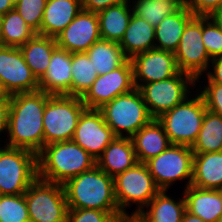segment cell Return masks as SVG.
Segmentation results:
<instances>
[{
	"mask_svg": "<svg viewBox=\"0 0 222 222\" xmlns=\"http://www.w3.org/2000/svg\"><path fill=\"white\" fill-rule=\"evenodd\" d=\"M9 108L10 95L6 94L3 98H0V134L7 132Z\"/></svg>",
	"mask_w": 222,
	"mask_h": 222,
	"instance_id": "42",
	"label": "cell"
},
{
	"mask_svg": "<svg viewBox=\"0 0 222 222\" xmlns=\"http://www.w3.org/2000/svg\"><path fill=\"white\" fill-rule=\"evenodd\" d=\"M85 109L80 97L50 95L43 112L44 146L72 140L78 119Z\"/></svg>",
	"mask_w": 222,
	"mask_h": 222,
	"instance_id": "7",
	"label": "cell"
},
{
	"mask_svg": "<svg viewBox=\"0 0 222 222\" xmlns=\"http://www.w3.org/2000/svg\"><path fill=\"white\" fill-rule=\"evenodd\" d=\"M36 32L25 23L15 10L8 11L0 17V45L20 47L31 39Z\"/></svg>",
	"mask_w": 222,
	"mask_h": 222,
	"instance_id": "30",
	"label": "cell"
},
{
	"mask_svg": "<svg viewBox=\"0 0 222 222\" xmlns=\"http://www.w3.org/2000/svg\"><path fill=\"white\" fill-rule=\"evenodd\" d=\"M191 149L193 153L222 151V116L206 109L197 140Z\"/></svg>",
	"mask_w": 222,
	"mask_h": 222,
	"instance_id": "31",
	"label": "cell"
},
{
	"mask_svg": "<svg viewBox=\"0 0 222 222\" xmlns=\"http://www.w3.org/2000/svg\"><path fill=\"white\" fill-rule=\"evenodd\" d=\"M6 95V93L3 91L1 85H0V98H3Z\"/></svg>",
	"mask_w": 222,
	"mask_h": 222,
	"instance_id": "48",
	"label": "cell"
},
{
	"mask_svg": "<svg viewBox=\"0 0 222 222\" xmlns=\"http://www.w3.org/2000/svg\"><path fill=\"white\" fill-rule=\"evenodd\" d=\"M47 0H19L14 9L37 34H40V25Z\"/></svg>",
	"mask_w": 222,
	"mask_h": 222,
	"instance_id": "35",
	"label": "cell"
},
{
	"mask_svg": "<svg viewBox=\"0 0 222 222\" xmlns=\"http://www.w3.org/2000/svg\"><path fill=\"white\" fill-rule=\"evenodd\" d=\"M49 94L43 91L10 95L6 146L38 154L44 147L43 112Z\"/></svg>",
	"mask_w": 222,
	"mask_h": 222,
	"instance_id": "1",
	"label": "cell"
},
{
	"mask_svg": "<svg viewBox=\"0 0 222 222\" xmlns=\"http://www.w3.org/2000/svg\"><path fill=\"white\" fill-rule=\"evenodd\" d=\"M0 222H30L24 194L1 195Z\"/></svg>",
	"mask_w": 222,
	"mask_h": 222,
	"instance_id": "34",
	"label": "cell"
},
{
	"mask_svg": "<svg viewBox=\"0 0 222 222\" xmlns=\"http://www.w3.org/2000/svg\"><path fill=\"white\" fill-rule=\"evenodd\" d=\"M211 71L206 72V83H218L222 84V56L215 57L211 59L210 62Z\"/></svg>",
	"mask_w": 222,
	"mask_h": 222,
	"instance_id": "41",
	"label": "cell"
},
{
	"mask_svg": "<svg viewBox=\"0 0 222 222\" xmlns=\"http://www.w3.org/2000/svg\"><path fill=\"white\" fill-rule=\"evenodd\" d=\"M24 196L30 222H66L68 205L62 184L37 178Z\"/></svg>",
	"mask_w": 222,
	"mask_h": 222,
	"instance_id": "10",
	"label": "cell"
},
{
	"mask_svg": "<svg viewBox=\"0 0 222 222\" xmlns=\"http://www.w3.org/2000/svg\"><path fill=\"white\" fill-rule=\"evenodd\" d=\"M130 2H132L133 13L154 27L178 9L175 5L163 1L130 0Z\"/></svg>",
	"mask_w": 222,
	"mask_h": 222,
	"instance_id": "33",
	"label": "cell"
},
{
	"mask_svg": "<svg viewBox=\"0 0 222 222\" xmlns=\"http://www.w3.org/2000/svg\"><path fill=\"white\" fill-rule=\"evenodd\" d=\"M38 178L64 184L96 166L94 159L73 140L54 142L37 154Z\"/></svg>",
	"mask_w": 222,
	"mask_h": 222,
	"instance_id": "3",
	"label": "cell"
},
{
	"mask_svg": "<svg viewBox=\"0 0 222 222\" xmlns=\"http://www.w3.org/2000/svg\"><path fill=\"white\" fill-rule=\"evenodd\" d=\"M156 1L167 2L175 5L177 8H185L187 6V0H156Z\"/></svg>",
	"mask_w": 222,
	"mask_h": 222,
	"instance_id": "46",
	"label": "cell"
},
{
	"mask_svg": "<svg viewBox=\"0 0 222 222\" xmlns=\"http://www.w3.org/2000/svg\"><path fill=\"white\" fill-rule=\"evenodd\" d=\"M186 7L195 16H210L222 7V0H187Z\"/></svg>",
	"mask_w": 222,
	"mask_h": 222,
	"instance_id": "39",
	"label": "cell"
},
{
	"mask_svg": "<svg viewBox=\"0 0 222 222\" xmlns=\"http://www.w3.org/2000/svg\"><path fill=\"white\" fill-rule=\"evenodd\" d=\"M193 154L191 185L199 189L222 190V151Z\"/></svg>",
	"mask_w": 222,
	"mask_h": 222,
	"instance_id": "23",
	"label": "cell"
},
{
	"mask_svg": "<svg viewBox=\"0 0 222 222\" xmlns=\"http://www.w3.org/2000/svg\"><path fill=\"white\" fill-rule=\"evenodd\" d=\"M101 38L97 13L81 10L56 37L57 46L70 53L86 52Z\"/></svg>",
	"mask_w": 222,
	"mask_h": 222,
	"instance_id": "17",
	"label": "cell"
},
{
	"mask_svg": "<svg viewBox=\"0 0 222 222\" xmlns=\"http://www.w3.org/2000/svg\"><path fill=\"white\" fill-rule=\"evenodd\" d=\"M115 137L102 113L86 108L78 119L72 140L97 160Z\"/></svg>",
	"mask_w": 222,
	"mask_h": 222,
	"instance_id": "15",
	"label": "cell"
},
{
	"mask_svg": "<svg viewBox=\"0 0 222 222\" xmlns=\"http://www.w3.org/2000/svg\"><path fill=\"white\" fill-rule=\"evenodd\" d=\"M191 94L183 102L176 105L157 120L163 126L171 144L192 147L197 140L206 106L202 95L197 92ZM198 93V94H197ZM195 97V98H193Z\"/></svg>",
	"mask_w": 222,
	"mask_h": 222,
	"instance_id": "5",
	"label": "cell"
},
{
	"mask_svg": "<svg viewBox=\"0 0 222 222\" xmlns=\"http://www.w3.org/2000/svg\"><path fill=\"white\" fill-rule=\"evenodd\" d=\"M133 8L130 1L110 6L97 13L103 40L120 42L128 27Z\"/></svg>",
	"mask_w": 222,
	"mask_h": 222,
	"instance_id": "28",
	"label": "cell"
},
{
	"mask_svg": "<svg viewBox=\"0 0 222 222\" xmlns=\"http://www.w3.org/2000/svg\"><path fill=\"white\" fill-rule=\"evenodd\" d=\"M86 54L92 61V64L98 75H104L123 65L127 56L122 51L119 42L100 39L95 42Z\"/></svg>",
	"mask_w": 222,
	"mask_h": 222,
	"instance_id": "29",
	"label": "cell"
},
{
	"mask_svg": "<svg viewBox=\"0 0 222 222\" xmlns=\"http://www.w3.org/2000/svg\"><path fill=\"white\" fill-rule=\"evenodd\" d=\"M115 198L119 211L124 216H137L160 191L145 163L138 162L133 167L113 178ZM137 206L129 214L127 207Z\"/></svg>",
	"mask_w": 222,
	"mask_h": 222,
	"instance_id": "6",
	"label": "cell"
},
{
	"mask_svg": "<svg viewBox=\"0 0 222 222\" xmlns=\"http://www.w3.org/2000/svg\"><path fill=\"white\" fill-rule=\"evenodd\" d=\"M123 216L96 209H68L66 222H118Z\"/></svg>",
	"mask_w": 222,
	"mask_h": 222,
	"instance_id": "37",
	"label": "cell"
},
{
	"mask_svg": "<svg viewBox=\"0 0 222 222\" xmlns=\"http://www.w3.org/2000/svg\"><path fill=\"white\" fill-rule=\"evenodd\" d=\"M128 59L155 48V27L132 13L128 27L119 42Z\"/></svg>",
	"mask_w": 222,
	"mask_h": 222,
	"instance_id": "25",
	"label": "cell"
},
{
	"mask_svg": "<svg viewBox=\"0 0 222 222\" xmlns=\"http://www.w3.org/2000/svg\"><path fill=\"white\" fill-rule=\"evenodd\" d=\"M138 162L146 163L165 151L171 144L157 119L139 129L132 137Z\"/></svg>",
	"mask_w": 222,
	"mask_h": 222,
	"instance_id": "22",
	"label": "cell"
},
{
	"mask_svg": "<svg viewBox=\"0 0 222 222\" xmlns=\"http://www.w3.org/2000/svg\"><path fill=\"white\" fill-rule=\"evenodd\" d=\"M209 17L222 30V7L214 11Z\"/></svg>",
	"mask_w": 222,
	"mask_h": 222,
	"instance_id": "44",
	"label": "cell"
},
{
	"mask_svg": "<svg viewBox=\"0 0 222 222\" xmlns=\"http://www.w3.org/2000/svg\"><path fill=\"white\" fill-rule=\"evenodd\" d=\"M193 151L186 145L170 144L158 156L145 164L159 190H169L177 181L187 180L184 188L191 185Z\"/></svg>",
	"mask_w": 222,
	"mask_h": 222,
	"instance_id": "11",
	"label": "cell"
},
{
	"mask_svg": "<svg viewBox=\"0 0 222 222\" xmlns=\"http://www.w3.org/2000/svg\"><path fill=\"white\" fill-rule=\"evenodd\" d=\"M38 178L37 154L23 148L0 147V192L24 194Z\"/></svg>",
	"mask_w": 222,
	"mask_h": 222,
	"instance_id": "8",
	"label": "cell"
},
{
	"mask_svg": "<svg viewBox=\"0 0 222 222\" xmlns=\"http://www.w3.org/2000/svg\"><path fill=\"white\" fill-rule=\"evenodd\" d=\"M71 73V96L82 98L98 76L86 52L71 53Z\"/></svg>",
	"mask_w": 222,
	"mask_h": 222,
	"instance_id": "32",
	"label": "cell"
},
{
	"mask_svg": "<svg viewBox=\"0 0 222 222\" xmlns=\"http://www.w3.org/2000/svg\"><path fill=\"white\" fill-rule=\"evenodd\" d=\"M98 110L116 137L131 138L153 120L138 88L117 96Z\"/></svg>",
	"mask_w": 222,
	"mask_h": 222,
	"instance_id": "4",
	"label": "cell"
},
{
	"mask_svg": "<svg viewBox=\"0 0 222 222\" xmlns=\"http://www.w3.org/2000/svg\"><path fill=\"white\" fill-rule=\"evenodd\" d=\"M81 10V0H47L40 35L56 38Z\"/></svg>",
	"mask_w": 222,
	"mask_h": 222,
	"instance_id": "19",
	"label": "cell"
},
{
	"mask_svg": "<svg viewBox=\"0 0 222 222\" xmlns=\"http://www.w3.org/2000/svg\"><path fill=\"white\" fill-rule=\"evenodd\" d=\"M0 85L7 95L39 90V80L18 47L0 45Z\"/></svg>",
	"mask_w": 222,
	"mask_h": 222,
	"instance_id": "14",
	"label": "cell"
},
{
	"mask_svg": "<svg viewBox=\"0 0 222 222\" xmlns=\"http://www.w3.org/2000/svg\"><path fill=\"white\" fill-rule=\"evenodd\" d=\"M56 47V38L37 33L19 47L26 64L38 80L47 71L52 53Z\"/></svg>",
	"mask_w": 222,
	"mask_h": 222,
	"instance_id": "27",
	"label": "cell"
},
{
	"mask_svg": "<svg viewBox=\"0 0 222 222\" xmlns=\"http://www.w3.org/2000/svg\"><path fill=\"white\" fill-rule=\"evenodd\" d=\"M138 163L131 138L115 137L96 160V165L111 177L123 173Z\"/></svg>",
	"mask_w": 222,
	"mask_h": 222,
	"instance_id": "20",
	"label": "cell"
},
{
	"mask_svg": "<svg viewBox=\"0 0 222 222\" xmlns=\"http://www.w3.org/2000/svg\"><path fill=\"white\" fill-rule=\"evenodd\" d=\"M182 222H205L198 216H194L188 211H185L182 217Z\"/></svg>",
	"mask_w": 222,
	"mask_h": 222,
	"instance_id": "45",
	"label": "cell"
},
{
	"mask_svg": "<svg viewBox=\"0 0 222 222\" xmlns=\"http://www.w3.org/2000/svg\"><path fill=\"white\" fill-rule=\"evenodd\" d=\"M71 53L56 47L47 71L39 79V90L49 95L71 96Z\"/></svg>",
	"mask_w": 222,
	"mask_h": 222,
	"instance_id": "18",
	"label": "cell"
},
{
	"mask_svg": "<svg viewBox=\"0 0 222 222\" xmlns=\"http://www.w3.org/2000/svg\"><path fill=\"white\" fill-rule=\"evenodd\" d=\"M195 15L187 8H178L155 27V48L175 53L187 23Z\"/></svg>",
	"mask_w": 222,
	"mask_h": 222,
	"instance_id": "24",
	"label": "cell"
},
{
	"mask_svg": "<svg viewBox=\"0 0 222 222\" xmlns=\"http://www.w3.org/2000/svg\"><path fill=\"white\" fill-rule=\"evenodd\" d=\"M135 89L130 59L104 75H98L91 88L81 98L87 109H99L119 95Z\"/></svg>",
	"mask_w": 222,
	"mask_h": 222,
	"instance_id": "13",
	"label": "cell"
},
{
	"mask_svg": "<svg viewBox=\"0 0 222 222\" xmlns=\"http://www.w3.org/2000/svg\"><path fill=\"white\" fill-rule=\"evenodd\" d=\"M167 192L160 190L145 207L147 209L142 210L137 217L143 222H182L186 211L184 195L174 200Z\"/></svg>",
	"mask_w": 222,
	"mask_h": 222,
	"instance_id": "26",
	"label": "cell"
},
{
	"mask_svg": "<svg viewBox=\"0 0 222 222\" xmlns=\"http://www.w3.org/2000/svg\"><path fill=\"white\" fill-rule=\"evenodd\" d=\"M196 84L192 75L180 71L169 79L143 84L138 89L151 117L158 119L190 96L189 90Z\"/></svg>",
	"mask_w": 222,
	"mask_h": 222,
	"instance_id": "9",
	"label": "cell"
},
{
	"mask_svg": "<svg viewBox=\"0 0 222 222\" xmlns=\"http://www.w3.org/2000/svg\"><path fill=\"white\" fill-rule=\"evenodd\" d=\"M202 39L210 59L222 56V30L209 16H203Z\"/></svg>",
	"mask_w": 222,
	"mask_h": 222,
	"instance_id": "36",
	"label": "cell"
},
{
	"mask_svg": "<svg viewBox=\"0 0 222 222\" xmlns=\"http://www.w3.org/2000/svg\"><path fill=\"white\" fill-rule=\"evenodd\" d=\"M10 2L13 6H15L19 2V0H10Z\"/></svg>",
	"mask_w": 222,
	"mask_h": 222,
	"instance_id": "49",
	"label": "cell"
},
{
	"mask_svg": "<svg viewBox=\"0 0 222 222\" xmlns=\"http://www.w3.org/2000/svg\"><path fill=\"white\" fill-rule=\"evenodd\" d=\"M215 222H222V216L218 218Z\"/></svg>",
	"mask_w": 222,
	"mask_h": 222,
	"instance_id": "50",
	"label": "cell"
},
{
	"mask_svg": "<svg viewBox=\"0 0 222 222\" xmlns=\"http://www.w3.org/2000/svg\"><path fill=\"white\" fill-rule=\"evenodd\" d=\"M14 9L10 0H0V17Z\"/></svg>",
	"mask_w": 222,
	"mask_h": 222,
	"instance_id": "43",
	"label": "cell"
},
{
	"mask_svg": "<svg viewBox=\"0 0 222 222\" xmlns=\"http://www.w3.org/2000/svg\"><path fill=\"white\" fill-rule=\"evenodd\" d=\"M133 66L134 85L169 79L180 72L174 53L150 49L130 59Z\"/></svg>",
	"mask_w": 222,
	"mask_h": 222,
	"instance_id": "16",
	"label": "cell"
},
{
	"mask_svg": "<svg viewBox=\"0 0 222 222\" xmlns=\"http://www.w3.org/2000/svg\"><path fill=\"white\" fill-rule=\"evenodd\" d=\"M204 89L198 90L202 95L206 109L222 116V84L206 83Z\"/></svg>",
	"mask_w": 222,
	"mask_h": 222,
	"instance_id": "38",
	"label": "cell"
},
{
	"mask_svg": "<svg viewBox=\"0 0 222 222\" xmlns=\"http://www.w3.org/2000/svg\"><path fill=\"white\" fill-rule=\"evenodd\" d=\"M203 16H194L186 25L174 53L180 71L192 75L196 83L210 69L211 59L204 46Z\"/></svg>",
	"mask_w": 222,
	"mask_h": 222,
	"instance_id": "12",
	"label": "cell"
},
{
	"mask_svg": "<svg viewBox=\"0 0 222 222\" xmlns=\"http://www.w3.org/2000/svg\"><path fill=\"white\" fill-rule=\"evenodd\" d=\"M129 0H81L82 10L99 13L110 6H115Z\"/></svg>",
	"mask_w": 222,
	"mask_h": 222,
	"instance_id": "40",
	"label": "cell"
},
{
	"mask_svg": "<svg viewBox=\"0 0 222 222\" xmlns=\"http://www.w3.org/2000/svg\"><path fill=\"white\" fill-rule=\"evenodd\" d=\"M118 222H143L137 216H123Z\"/></svg>",
	"mask_w": 222,
	"mask_h": 222,
	"instance_id": "47",
	"label": "cell"
},
{
	"mask_svg": "<svg viewBox=\"0 0 222 222\" xmlns=\"http://www.w3.org/2000/svg\"><path fill=\"white\" fill-rule=\"evenodd\" d=\"M186 211L205 222H215L222 216V190L199 189L192 185L184 188Z\"/></svg>",
	"mask_w": 222,
	"mask_h": 222,
	"instance_id": "21",
	"label": "cell"
},
{
	"mask_svg": "<svg viewBox=\"0 0 222 222\" xmlns=\"http://www.w3.org/2000/svg\"><path fill=\"white\" fill-rule=\"evenodd\" d=\"M68 209H96L122 214L115 198L113 177L97 165L63 184Z\"/></svg>",
	"mask_w": 222,
	"mask_h": 222,
	"instance_id": "2",
	"label": "cell"
}]
</instances>
